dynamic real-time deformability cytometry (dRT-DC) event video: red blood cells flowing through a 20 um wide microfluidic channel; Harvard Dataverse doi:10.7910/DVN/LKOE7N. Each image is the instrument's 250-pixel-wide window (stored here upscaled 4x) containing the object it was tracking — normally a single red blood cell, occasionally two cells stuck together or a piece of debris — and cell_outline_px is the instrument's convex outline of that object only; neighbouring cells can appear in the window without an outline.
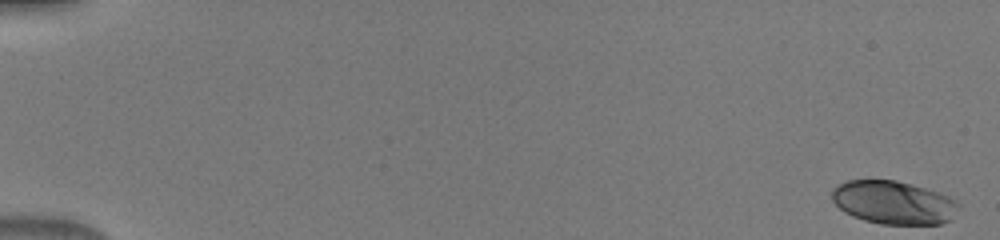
{"species": "human", "species_latin": "Homo sapiens", "temperature_condition": "warm", "stored_images_in_passage": 9, "camera_frame_rate_fps": 3000, "um_per_image_px": 0.085, "donor": {"sex": "male"}, "frame": {"image": 1, "passage_image": 1, "time_ms": 0.0, "image_size_px": [1000, 240], "cell_outline_px": [[960, 204], [952, 220], [940, 224], [880, 224], [864, 220], [852, 216], [844, 212], [832, 200], [832, 188], [836, 184], [848, 180], [896, 180], [912, 184], [948, 196], [956, 200]], "centroid_in_image_um": [75.94, 17.21], "position_along_channel_um": 9.1, "area_um2": 32.08}}
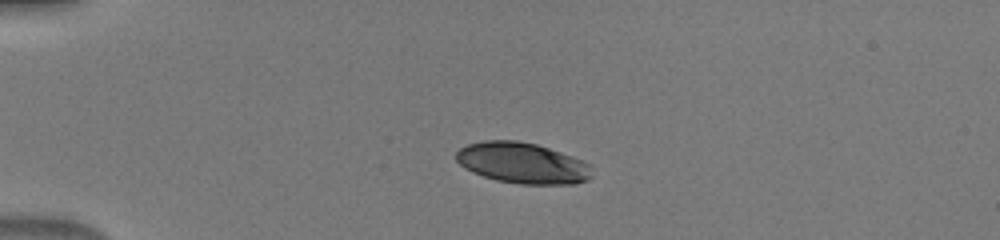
{"frame": {"image": 2, "passage_image": 6, "time_ms": 1.667, "image_size_px": [1000, 240], "cell_outline_px": [[592, 176], [588, 180], [576, 184], [520, 184], [496, 180], [472, 172], [464, 168], [456, 160], [456, 152], [460, 148], [468, 144], [484, 140], [516, 140], [536, 144], [560, 152], [592, 164]], "centroid_in_image_um": [44.42, 13.86], "position_along_channel_um": 40.6, "area_um2": 32.48}}
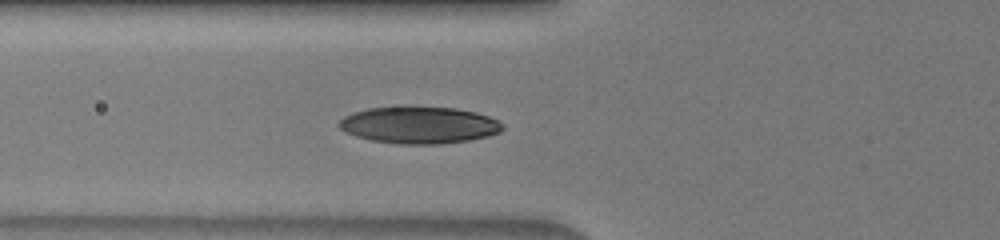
{"frame": {"image": 3, "passage_image": 9, "time_ms": 2.667, "image_size_px": [1000, 240], "cell_outline_px": [[504, 128], [500, 132], [488, 136], [468, 140], [440, 144], [400, 144], [372, 140], [356, 136], [344, 132], [336, 124], [344, 116], [352, 112], [368, 108], [404, 104], [456, 108], [476, 112], [488, 116], [504, 124]], "centroid_in_image_um": [35.59, 10.59], "position_along_channel_um": 90.2, "area_um2": 36.07}}